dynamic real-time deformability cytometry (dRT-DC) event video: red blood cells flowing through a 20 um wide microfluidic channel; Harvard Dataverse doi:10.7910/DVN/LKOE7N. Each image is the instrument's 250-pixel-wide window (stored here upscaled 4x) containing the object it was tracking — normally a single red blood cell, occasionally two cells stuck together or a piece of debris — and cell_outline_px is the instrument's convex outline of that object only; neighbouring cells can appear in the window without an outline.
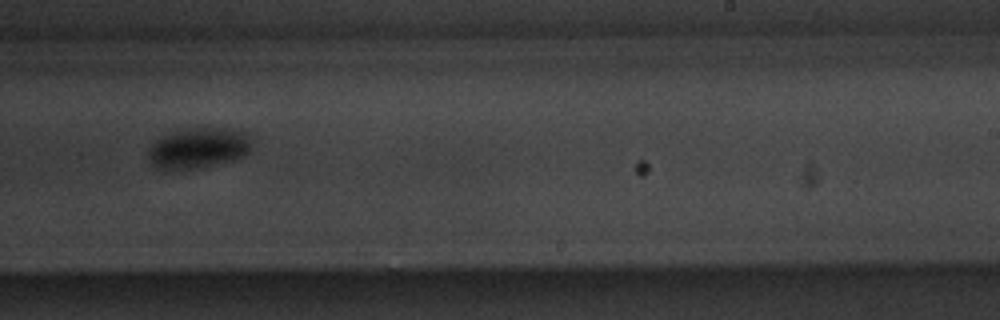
{"species": "common noctule bat (a hibernating species)", "species_latin": "Nyctalus noctula", "temperature_condition": "warm", "stored_images_in_passage": 6, "camera_frame_rate_fps": 3000, "um_per_image_px": 0.085, "animal": {"sex": "male", "body_mass_g": 20.1, "forearm_length_mm": 53.5}, "frame": {"image": 1, "passage_image": 6, "time_ms": 6.0, "image_size_px": [1000, 320], "cell_outline_px": [[248, 152], [244, 156], [232, 160], [204, 168], [156, 168], [152, 164], [148, 156], [148, 152], [152, 144], [156, 140], [172, 132], [188, 128], [236, 128], [248, 132]], "centroid_in_image_um": [16.88, 12.57], "position_along_channel_um": 272.1, "area_um2": 24.22}}